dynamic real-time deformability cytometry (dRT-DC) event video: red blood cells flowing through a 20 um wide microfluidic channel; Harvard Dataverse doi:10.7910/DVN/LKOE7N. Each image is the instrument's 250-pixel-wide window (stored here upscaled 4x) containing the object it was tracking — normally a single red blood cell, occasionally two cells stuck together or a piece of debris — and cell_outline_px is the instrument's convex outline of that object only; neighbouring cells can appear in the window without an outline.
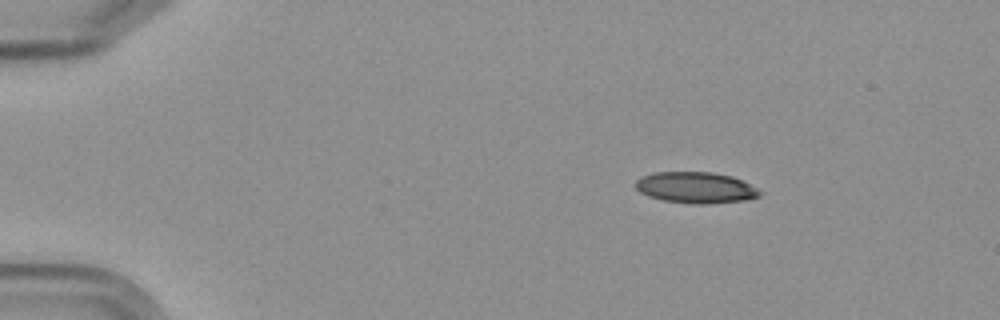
{"species": "Egyptian fruit bat (a non-hibernating species)", "species_latin": "Rousettus aegyptiacus", "temperature_condition": "cold", "stored_images_in_passage": 4, "camera_frame_rate_fps": 3000, "um_per_image_px": 0.085, "frame": {"image": 1, "passage_image": 1, "time_ms": 0.0, "image_size_px": [1000, 320], "cell_outline_px": [[760, 196], [744, 200], [704, 204], [700, 204], [664, 200], [648, 196], [640, 192], [636, 188], [636, 180], [640, 176], [652, 172], [712, 172], [732, 176], [756, 188], [760, 192]], "centroid_in_image_um": [59.09, 15.93], "position_along_channel_um": 25.9, "area_um2": 22.31}}